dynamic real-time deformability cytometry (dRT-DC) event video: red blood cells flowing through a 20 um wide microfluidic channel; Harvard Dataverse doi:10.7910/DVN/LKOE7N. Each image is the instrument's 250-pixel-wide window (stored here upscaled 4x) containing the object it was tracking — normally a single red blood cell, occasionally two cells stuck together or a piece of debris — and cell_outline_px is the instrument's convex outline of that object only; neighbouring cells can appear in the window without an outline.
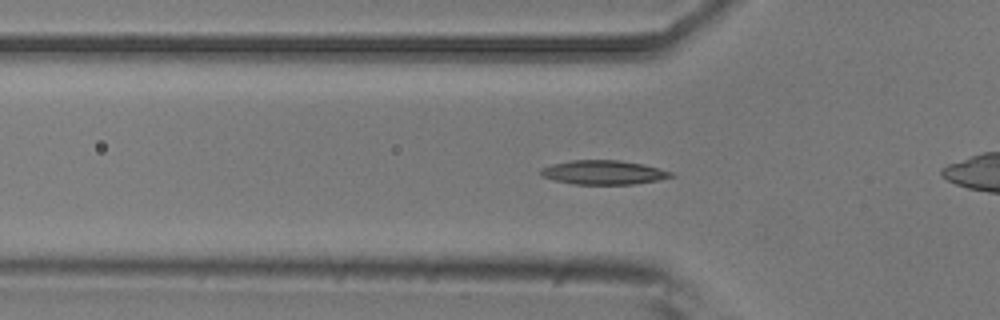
{"species": "common noctule bat (a hibernating species)", "species_latin": "Nyctalus noctula", "temperature_condition": "room temperature", "stored_images_in_passage": 41, "camera_frame_rate_fps": 3000, "um_per_image_px": 0.085, "animal": {"sex": "male", "body_mass_g": 20.5, "forearm_length_mm": 52.5}, "frame": {"image": 1, "passage_image": 16, "time_ms": 5.0, "image_size_px": [1000, 320], "cell_outline_px": [[676, 176], [656, 180], [632, 184], [572, 184], [540, 176], [540, 168], [552, 164], [572, 160], [620, 160], [644, 164], [672, 172]], "centroid_in_image_um": [51.28, 14.65], "position_along_channel_um": 74.5, "area_um2": 18.26}}
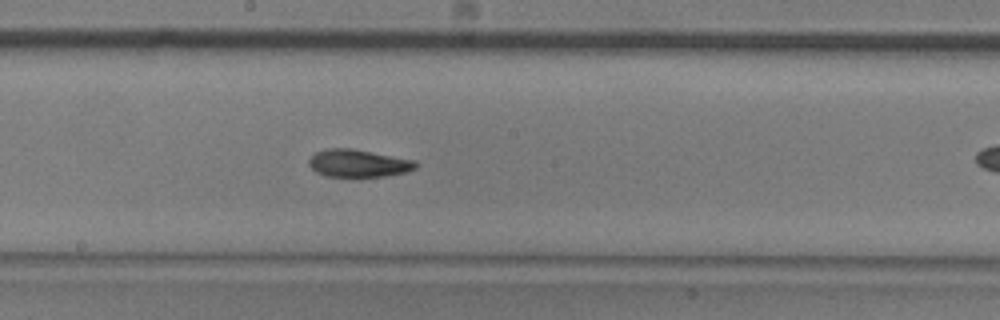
{"frame": {"image": 2, "passage_image": 27, "time_ms": 8.667, "image_size_px": [1000, 320], "cell_outline_px": [[420, 164], [416, 168], [404, 172], [384, 176], [328, 176], [316, 172], [308, 164], [308, 160], [316, 152], [328, 148], [352, 148], [416, 160]], "centroid_in_image_um": [30.48, 13.86], "position_along_channel_um": 217.7, "area_um2": 17.11}}
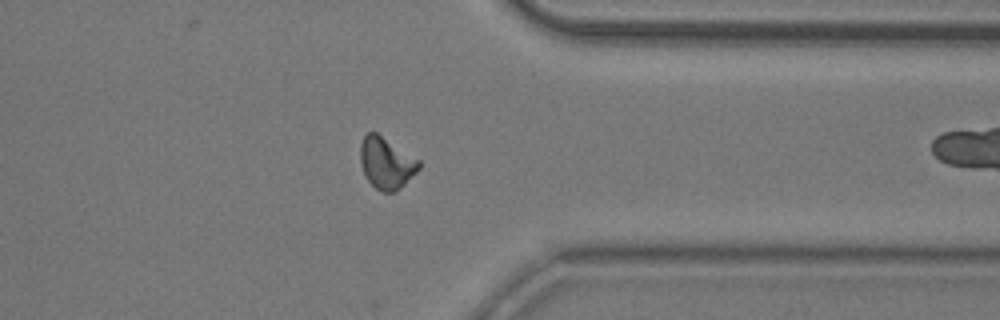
{"frame": {"image": 3, "passage_image": 40, "time_ms": 13.0, "image_size_px": [1000, 320], "cell_outline_px": [[420, 168], [396, 192], [380, 192], [368, 180], [360, 164], [360, 144], [364, 136], [368, 132], [376, 132], [420, 160]], "centroid_in_image_um": [32.83, 13.86], "position_along_channel_um": 378.6, "area_um2": 17.51}}